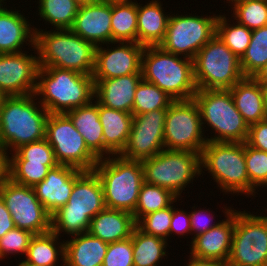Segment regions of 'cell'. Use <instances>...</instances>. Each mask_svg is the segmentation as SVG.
I'll return each mask as SVG.
<instances>
[{"instance_id": "cell-1", "label": "cell", "mask_w": 267, "mask_h": 266, "mask_svg": "<svg viewBox=\"0 0 267 266\" xmlns=\"http://www.w3.org/2000/svg\"><path fill=\"white\" fill-rule=\"evenodd\" d=\"M35 96L49 114H66L94 100V80L73 70L39 66Z\"/></svg>"}, {"instance_id": "cell-2", "label": "cell", "mask_w": 267, "mask_h": 266, "mask_svg": "<svg viewBox=\"0 0 267 266\" xmlns=\"http://www.w3.org/2000/svg\"><path fill=\"white\" fill-rule=\"evenodd\" d=\"M36 100L35 94L4 98L0 109V148L9 154L45 138L49 113Z\"/></svg>"}, {"instance_id": "cell-3", "label": "cell", "mask_w": 267, "mask_h": 266, "mask_svg": "<svg viewBox=\"0 0 267 266\" xmlns=\"http://www.w3.org/2000/svg\"><path fill=\"white\" fill-rule=\"evenodd\" d=\"M35 29L39 66H51L93 75L96 46L71 29Z\"/></svg>"}, {"instance_id": "cell-4", "label": "cell", "mask_w": 267, "mask_h": 266, "mask_svg": "<svg viewBox=\"0 0 267 266\" xmlns=\"http://www.w3.org/2000/svg\"><path fill=\"white\" fill-rule=\"evenodd\" d=\"M142 79L155 84L174 101L190 100L198 88L193 60L167 52L158 46H145L141 56Z\"/></svg>"}, {"instance_id": "cell-5", "label": "cell", "mask_w": 267, "mask_h": 266, "mask_svg": "<svg viewBox=\"0 0 267 266\" xmlns=\"http://www.w3.org/2000/svg\"><path fill=\"white\" fill-rule=\"evenodd\" d=\"M105 208L99 177L94 170L84 171L74 182L68 203L51 215V231L60 238L88 232L91 219Z\"/></svg>"}, {"instance_id": "cell-6", "label": "cell", "mask_w": 267, "mask_h": 266, "mask_svg": "<svg viewBox=\"0 0 267 266\" xmlns=\"http://www.w3.org/2000/svg\"><path fill=\"white\" fill-rule=\"evenodd\" d=\"M93 170L100 179L106 208L133 213L145 182L142 162L111 155L99 159Z\"/></svg>"}, {"instance_id": "cell-7", "label": "cell", "mask_w": 267, "mask_h": 266, "mask_svg": "<svg viewBox=\"0 0 267 266\" xmlns=\"http://www.w3.org/2000/svg\"><path fill=\"white\" fill-rule=\"evenodd\" d=\"M193 99L203 130H212L208 142H246L249 125L236 109L229 89H198Z\"/></svg>"}, {"instance_id": "cell-8", "label": "cell", "mask_w": 267, "mask_h": 266, "mask_svg": "<svg viewBox=\"0 0 267 266\" xmlns=\"http://www.w3.org/2000/svg\"><path fill=\"white\" fill-rule=\"evenodd\" d=\"M206 168V169H205ZM211 175L224 195L250 196L245 162V142H206L201 153V174Z\"/></svg>"}, {"instance_id": "cell-9", "label": "cell", "mask_w": 267, "mask_h": 266, "mask_svg": "<svg viewBox=\"0 0 267 266\" xmlns=\"http://www.w3.org/2000/svg\"><path fill=\"white\" fill-rule=\"evenodd\" d=\"M141 162L146 183L166 188L178 198L201 176V153L197 152L164 149Z\"/></svg>"}, {"instance_id": "cell-10", "label": "cell", "mask_w": 267, "mask_h": 266, "mask_svg": "<svg viewBox=\"0 0 267 266\" xmlns=\"http://www.w3.org/2000/svg\"><path fill=\"white\" fill-rule=\"evenodd\" d=\"M198 89H230L242 80L240 58L215 34L193 59Z\"/></svg>"}, {"instance_id": "cell-11", "label": "cell", "mask_w": 267, "mask_h": 266, "mask_svg": "<svg viewBox=\"0 0 267 266\" xmlns=\"http://www.w3.org/2000/svg\"><path fill=\"white\" fill-rule=\"evenodd\" d=\"M262 212L235 209V228L228 263L233 266H267V208ZM256 215H254V214Z\"/></svg>"}, {"instance_id": "cell-12", "label": "cell", "mask_w": 267, "mask_h": 266, "mask_svg": "<svg viewBox=\"0 0 267 266\" xmlns=\"http://www.w3.org/2000/svg\"><path fill=\"white\" fill-rule=\"evenodd\" d=\"M188 14L174 12L170 15L165 37L159 46L167 52L193 60L197 52L216 34L218 14Z\"/></svg>"}, {"instance_id": "cell-13", "label": "cell", "mask_w": 267, "mask_h": 266, "mask_svg": "<svg viewBox=\"0 0 267 266\" xmlns=\"http://www.w3.org/2000/svg\"><path fill=\"white\" fill-rule=\"evenodd\" d=\"M198 105L194 99L173 101L167 108L164 125L166 150L202 153L207 142Z\"/></svg>"}, {"instance_id": "cell-14", "label": "cell", "mask_w": 267, "mask_h": 266, "mask_svg": "<svg viewBox=\"0 0 267 266\" xmlns=\"http://www.w3.org/2000/svg\"><path fill=\"white\" fill-rule=\"evenodd\" d=\"M45 139L53 148L58 164L91 171L99 159L88 149L84 138L67 114H49Z\"/></svg>"}, {"instance_id": "cell-15", "label": "cell", "mask_w": 267, "mask_h": 266, "mask_svg": "<svg viewBox=\"0 0 267 266\" xmlns=\"http://www.w3.org/2000/svg\"><path fill=\"white\" fill-rule=\"evenodd\" d=\"M0 197L11 213L15 227L34 235L51 231V215L38 200L33 187L9 179L0 188Z\"/></svg>"}, {"instance_id": "cell-16", "label": "cell", "mask_w": 267, "mask_h": 266, "mask_svg": "<svg viewBox=\"0 0 267 266\" xmlns=\"http://www.w3.org/2000/svg\"><path fill=\"white\" fill-rule=\"evenodd\" d=\"M167 109L134 115L127 144L119 154L128 160L153 157L164 150V125Z\"/></svg>"}, {"instance_id": "cell-17", "label": "cell", "mask_w": 267, "mask_h": 266, "mask_svg": "<svg viewBox=\"0 0 267 266\" xmlns=\"http://www.w3.org/2000/svg\"><path fill=\"white\" fill-rule=\"evenodd\" d=\"M30 51L34 55L26 50L0 54V92L5 96L35 94L39 63L36 48Z\"/></svg>"}, {"instance_id": "cell-18", "label": "cell", "mask_w": 267, "mask_h": 266, "mask_svg": "<svg viewBox=\"0 0 267 266\" xmlns=\"http://www.w3.org/2000/svg\"><path fill=\"white\" fill-rule=\"evenodd\" d=\"M104 45L96 48L93 79H108L141 73L143 45L137 42H111L106 43L107 48Z\"/></svg>"}, {"instance_id": "cell-19", "label": "cell", "mask_w": 267, "mask_h": 266, "mask_svg": "<svg viewBox=\"0 0 267 266\" xmlns=\"http://www.w3.org/2000/svg\"><path fill=\"white\" fill-rule=\"evenodd\" d=\"M225 219L205 233L199 234L190 240L191 256L200 259L218 260L227 262L231 253L232 238L235 228V209L223 206Z\"/></svg>"}, {"instance_id": "cell-20", "label": "cell", "mask_w": 267, "mask_h": 266, "mask_svg": "<svg viewBox=\"0 0 267 266\" xmlns=\"http://www.w3.org/2000/svg\"><path fill=\"white\" fill-rule=\"evenodd\" d=\"M112 2L80 5L71 30L96 47L112 42Z\"/></svg>"}, {"instance_id": "cell-21", "label": "cell", "mask_w": 267, "mask_h": 266, "mask_svg": "<svg viewBox=\"0 0 267 266\" xmlns=\"http://www.w3.org/2000/svg\"><path fill=\"white\" fill-rule=\"evenodd\" d=\"M83 172L73 166L58 164L33 187L38 200L50 215L68 203L74 182Z\"/></svg>"}, {"instance_id": "cell-22", "label": "cell", "mask_w": 267, "mask_h": 266, "mask_svg": "<svg viewBox=\"0 0 267 266\" xmlns=\"http://www.w3.org/2000/svg\"><path fill=\"white\" fill-rule=\"evenodd\" d=\"M4 1L0 0V54L24 51L25 44L35 47L34 25L16 7L7 9Z\"/></svg>"}, {"instance_id": "cell-23", "label": "cell", "mask_w": 267, "mask_h": 266, "mask_svg": "<svg viewBox=\"0 0 267 266\" xmlns=\"http://www.w3.org/2000/svg\"><path fill=\"white\" fill-rule=\"evenodd\" d=\"M94 80V99L101 105L132 113L134 96L142 73Z\"/></svg>"}, {"instance_id": "cell-24", "label": "cell", "mask_w": 267, "mask_h": 266, "mask_svg": "<svg viewBox=\"0 0 267 266\" xmlns=\"http://www.w3.org/2000/svg\"><path fill=\"white\" fill-rule=\"evenodd\" d=\"M99 120L103 127L104 159L119 155L130 134L133 114L105 107L98 103Z\"/></svg>"}, {"instance_id": "cell-25", "label": "cell", "mask_w": 267, "mask_h": 266, "mask_svg": "<svg viewBox=\"0 0 267 266\" xmlns=\"http://www.w3.org/2000/svg\"><path fill=\"white\" fill-rule=\"evenodd\" d=\"M171 13L164 11L161 0H151L145 5L137 2V43L158 46L164 39Z\"/></svg>"}, {"instance_id": "cell-26", "label": "cell", "mask_w": 267, "mask_h": 266, "mask_svg": "<svg viewBox=\"0 0 267 266\" xmlns=\"http://www.w3.org/2000/svg\"><path fill=\"white\" fill-rule=\"evenodd\" d=\"M229 90L236 109L249 126L267 119L263 87L253 77H244Z\"/></svg>"}, {"instance_id": "cell-27", "label": "cell", "mask_w": 267, "mask_h": 266, "mask_svg": "<svg viewBox=\"0 0 267 266\" xmlns=\"http://www.w3.org/2000/svg\"><path fill=\"white\" fill-rule=\"evenodd\" d=\"M135 227L132 213L105 208L91 219L88 232L109 244L131 237Z\"/></svg>"}, {"instance_id": "cell-28", "label": "cell", "mask_w": 267, "mask_h": 266, "mask_svg": "<svg viewBox=\"0 0 267 266\" xmlns=\"http://www.w3.org/2000/svg\"><path fill=\"white\" fill-rule=\"evenodd\" d=\"M65 241V266H102L109 244L89 232Z\"/></svg>"}, {"instance_id": "cell-29", "label": "cell", "mask_w": 267, "mask_h": 266, "mask_svg": "<svg viewBox=\"0 0 267 266\" xmlns=\"http://www.w3.org/2000/svg\"><path fill=\"white\" fill-rule=\"evenodd\" d=\"M66 114L84 138L88 149L98 159H104L103 127L99 120L98 102L94 99L89 104L74 108Z\"/></svg>"}, {"instance_id": "cell-30", "label": "cell", "mask_w": 267, "mask_h": 266, "mask_svg": "<svg viewBox=\"0 0 267 266\" xmlns=\"http://www.w3.org/2000/svg\"><path fill=\"white\" fill-rule=\"evenodd\" d=\"M60 240L53 231L35 234L24 260L39 266H65V239Z\"/></svg>"}, {"instance_id": "cell-31", "label": "cell", "mask_w": 267, "mask_h": 266, "mask_svg": "<svg viewBox=\"0 0 267 266\" xmlns=\"http://www.w3.org/2000/svg\"><path fill=\"white\" fill-rule=\"evenodd\" d=\"M133 266H160L162 259L167 260V247H171L168 241L144 233L137 226L132 236Z\"/></svg>"}, {"instance_id": "cell-32", "label": "cell", "mask_w": 267, "mask_h": 266, "mask_svg": "<svg viewBox=\"0 0 267 266\" xmlns=\"http://www.w3.org/2000/svg\"><path fill=\"white\" fill-rule=\"evenodd\" d=\"M112 42H137V1L112 2Z\"/></svg>"}, {"instance_id": "cell-33", "label": "cell", "mask_w": 267, "mask_h": 266, "mask_svg": "<svg viewBox=\"0 0 267 266\" xmlns=\"http://www.w3.org/2000/svg\"><path fill=\"white\" fill-rule=\"evenodd\" d=\"M37 4L39 21L50 23L53 30L71 29L80 6L74 0H37Z\"/></svg>"}, {"instance_id": "cell-34", "label": "cell", "mask_w": 267, "mask_h": 266, "mask_svg": "<svg viewBox=\"0 0 267 266\" xmlns=\"http://www.w3.org/2000/svg\"><path fill=\"white\" fill-rule=\"evenodd\" d=\"M216 35L237 57L241 58L251 41L252 30L229 17L227 18L224 13L217 17Z\"/></svg>"}, {"instance_id": "cell-35", "label": "cell", "mask_w": 267, "mask_h": 266, "mask_svg": "<svg viewBox=\"0 0 267 266\" xmlns=\"http://www.w3.org/2000/svg\"><path fill=\"white\" fill-rule=\"evenodd\" d=\"M182 200L170 190L144 182L139 191L138 203L132 213L136 223L147 214L167 208L173 202Z\"/></svg>"}, {"instance_id": "cell-36", "label": "cell", "mask_w": 267, "mask_h": 266, "mask_svg": "<svg viewBox=\"0 0 267 266\" xmlns=\"http://www.w3.org/2000/svg\"><path fill=\"white\" fill-rule=\"evenodd\" d=\"M267 63V26L252 30L251 41L243 56L240 67L245 77H253Z\"/></svg>"}, {"instance_id": "cell-37", "label": "cell", "mask_w": 267, "mask_h": 266, "mask_svg": "<svg viewBox=\"0 0 267 266\" xmlns=\"http://www.w3.org/2000/svg\"><path fill=\"white\" fill-rule=\"evenodd\" d=\"M174 100L155 84L141 80L136 88L132 114L141 115L156 109H167Z\"/></svg>"}, {"instance_id": "cell-38", "label": "cell", "mask_w": 267, "mask_h": 266, "mask_svg": "<svg viewBox=\"0 0 267 266\" xmlns=\"http://www.w3.org/2000/svg\"><path fill=\"white\" fill-rule=\"evenodd\" d=\"M230 8L231 18L250 30L267 26V0H246Z\"/></svg>"}, {"instance_id": "cell-39", "label": "cell", "mask_w": 267, "mask_h": 266, "mask_svg": "<svg viewBox=\"0 0 267 266\" xmlns=\"http://www.w3.org/2000/svg\"><path fill=\"white\" fill-rule=\"evenodd\" d=\"M245 162L250 182V197L255 198L261 188L267 189V152L255 149L245 142Z\"/></svg>"}, {"instance_id": "cell-40", "label": "cell", "mask_w": 267, "mask_h": 266, "mask_svg": "<svg viewBox=\"0 0 267 266\" xmlns=\"http://www.w3.org/2000/svg\"><path fill=\"white\" fill-rule=\"evenodd\" d=\"M50 167L29 160H10V179L18 184L34 187L44 180Z\"/></svg>"}, {"instance_id": "cell-41", "label": "cell", "mask_w": 267, "mask_h": 266, "mask_svg": "<svg viewBox=\"0 0 267 266\" xmlns=\"http://www.w3.org/2000/svg\"><path fill=\"white\" fill-rule=\"evenodd\" d=\"M10 155V160H29L30 162L43 163L51 169L58 165L53 148L45 138L22 145Z\"/></svg>"}, {"instance_id": "cell-42", "label": "cell", "mask_w": 267, "mask_h": 266, "mask_svg": "<svg viewBox=\"0 0 267 266\" xmlns=\"http://www.w3.org/2000/svg\"><path fill=\"white\" fill-rule=\"evenodd\" d=\"M33 236L32 232L17 227L8 231L0 238V261L7 259L9 255L25 257Z\"/></svg>"}, {"instance_id": "cell-43", "label": "cell", "mask_w": 267, "mask_h": 266, "mask_svg": "<svg viewBox=\"0 0 267 266\" xmlns=\"http://www.w3.org/2000/svg\"><path fill=\"white\" fill-rule=\"evenodd\" d=\"M172 204L167 208L143 216L136 226L146 234L169 240Z\"/></svg>"}, {"instance_id": "cell-44", "label": "cell", "mask_w": 267, "mask_h": 266, "mask_svg": "<svg viewBox=\"0 0 267 266\" xmlns=\"http://www.w3.org/2000/svg\"><path fill=\"white\" fill-rule=\"evenodd\" d=\"M102 266H133V247L131 237L109 243Z\"/></svg>"}, {"instance_id": "cell-45", "label": "cell", "mask_w": 267, "mask_h": 266, "mask_svg": "<svg viewBox=\"0 0 267 266\" xmlns=\"http://www.w3.org/2000/svg\"><path fill=\"white\" fill-rule=\"evenodd\" d=\"M198 205L191 208L193 211H190V225H191V231L193 237L191 238L193 240L194 237L198 236L199 234L205 233L211 228L217 226L222 220L215 221L214 219L217 217L214 215L215 212L212 210L198 208ZM209 213V214H208ZM206 214V215H205ZM213 214V216H212ZM210 216V217H209ZM215 217V218H214ZM214 220V222H213Z\"/></svg>"}, {"instance_id": "cell-46", "label": "cell", "mask_w": 267, "mask_h": 266, "mask_svg": "<svg viewBox=\"0 0 267 266\" xmlns=\"http://www.w3.org/2000/svg\"><path fill=\"white\" fill-rule=\"evenodd\" d=\"M172 234L178 235L181 238L182 236L184 238V236L188 237L189 234H192L189 212L176 208L174 206V202L172 203V218L170 222L169 239L173 237Z\"/></svg>"}, {"instance_id": "cell-47", "label": "cell", "mask_w": 267, "mask_h": 266, "mask_svg": "<svg viewBox=\"0 0 267 266\" xmlns=\"http://www.w3.org/2000/svg\"><path fill=\"white\" fill-rule=\"evenodd\" d=\"M246 143L255 149L267 152V119L249 126Z\"/></svg>"}, {"instance_id": "cell-48", "label": "cell", "mask_w": 267, "mask_h": 266, "mask_svg": "<svg viewBox=\"0 0 267 266\" xmlns=\"http://www.w3.org/2000/svg\"><path fill=\"white\" fill-rule=\"evenodd\" d=\"M15 227L11 213L0 197V238Z\"/></svg>"}, {"instance_id": "cell-49", "label": "cell", "mask_w": 267, "mask_h": 266, "mask_svg": "<svg viewBox=\"0 0 267 266\" xmlns=\"http://www.w3.org/2000/svg\"><path fill=\"white\" fill-rule=\"evenodd\" d=\"M10 179V155L0 148V188Z\"/></svg>"}, {"instance_id": "cell-50", "label": "cell", "mask_w": 267, "mask_h": 266, "mask_svg": "<svg viewBox=\"0 0 267 266\" xmlns=\"http://www.w3.org/2000/svg\"><path fill=\"white\" fill-rule=\"evenodd\" d=\"M185 266H221L223 262L211 259H200L189 255L188 262Z\"/></svg>"}, {"instance_id": "cell-51", "label": "cell", "mask_w": 267, "mask_h": 266, "mask_svg": "<svg viewBox=\"0 0 267 266\" xmlns=\"http://www.w3.org/2000/svg\"><path fill=\"white\" fill-rule=\"evenodd\" d=\"M253 78L259 83L267 82V63L258 70V72L253 76Z\"/></svg>"}, {"instance_id": "cell-52", "label": "cell", "mask_w": 267, "mask_h": 266, "mask_svg": "<svg viewBox=\"0 0 267 266\" xmlns=\"http://www.w3.org/2000/svg\"><path fill=\"white\" fill-rule=\"evenodd\" d=\"M74 1L78 3L79 5H85V4L94 3L98 0H74Z\"/></svg>"}, {"instance_id": "cell-53", "label": "cell", "mask_w": 267, "mask_h": 266, "mask_svg": "<svg viewBox=\"0 0 267 266\" xmlns=\"http://www.w3.org/2000/svg\"><path fill=\"white\" fill-rule=\"evenodd\" d=\"M20 261H21L20 263H17L18 264L17 266H39V265H35V264L25 261L24 257H23V260H20Z\"/></svg>"}, {"instance_id": "cell-54", "label": "cell", "mask_w": 267, "mask_h": 266, "mask_svg": "<svg viewBox=\"0 0 267 266\" xmlns=\"http://www.w3.org/2000/svg\"><path fill=\"white\" fill-rule=\"evenodd\" d=\"M263 87V91H264V98L266 101V106H267V82L266 83H260Z\"/></svg>"}, {"instance_id": "cell-55", "label": "cell", "mask_w": 267, "mask_h": 266, "mask_svg": "<svg viewBox=\"0 0 267 266\" xmlns=\"http://www.w3.org/2000/svg\"><path fill=\"white\" fill-rule=\"evenodd\" d=\"M242 1H246V0H226V2L228 3V6H234L235 4L239 3V2H242ZM230 3V5H229Z\"/></svg>"}, {"instance_id": "cell-56", "label": "cell", "mask_w": 267, "mask_h": 266, "mask_svg": "<svg viewBox=\"0 0 267 266\" xmlns=\"http://www.w3.org/2000/svg\"><path fill=\"white\" fill-rule=\"evenodd\" d=\"M5 97L6 96L2 92H0V109H1V105Z\"/></svg>"}, {"instance_id": "cell-57", "label": "cell", "mask_w": 267, "mask_h": 266, "mask_svg": "<svg viewBox=\"0 0 267 266\" xmlns=\"http://www.w3.org/2000/svg\"><path fill=\"white\" fill-rule=\"evenodd\" d=\"M108 2H121V1H132V0H103Z\"/></svg>"}, {"instance_id": "cell-58", "label": "cell", "mask_w": 267, "mask_h": 266, "mask_svg": "<svg viewBox=\"0 0 267 266\" xmlns=\"http://www.w3.org/2000/svg\"><path fill=\"white\" fill-rule=\"evenodd\" d=\"M221 266H233V265L229 264L228 262H224Z\"/></svg>"}]
</instances>
